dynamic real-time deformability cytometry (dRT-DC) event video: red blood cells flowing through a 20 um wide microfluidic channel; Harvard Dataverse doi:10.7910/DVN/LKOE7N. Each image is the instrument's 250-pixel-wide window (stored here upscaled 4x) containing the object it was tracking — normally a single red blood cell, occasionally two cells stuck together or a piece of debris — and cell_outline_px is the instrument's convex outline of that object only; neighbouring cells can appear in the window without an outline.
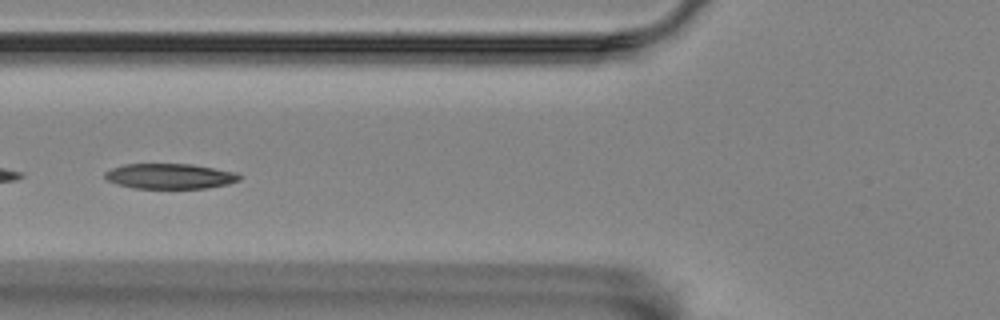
{"species": "Egyptian fruit bat (a non-hibernating species)", "species_latin": "Rousettus aegyptiacus", "temperature_condition": "room temperature", "stored_images_in_passage": 8, "camera_frame_rate_fps": 3000, "um_per_image_px": 0.085, "animal": {"sex": "female"}, "frame": {"image": 1, "passage_image": 5, "time_ms": 1.333, "image_size_px": [1000, 320], "cell_outline_px": [[240, 180], [228, 184], [208, 188], [132, 188], [116, 184], [108, 180], [104, 176], [104, 172], [112, 168], [124, 164], [192, 164], [236, 172], [240, 176]], "centroid_in_image_um": [14.43, 14.98], "position_along_channel_um": 111.4, "area_um2": 19.83}}
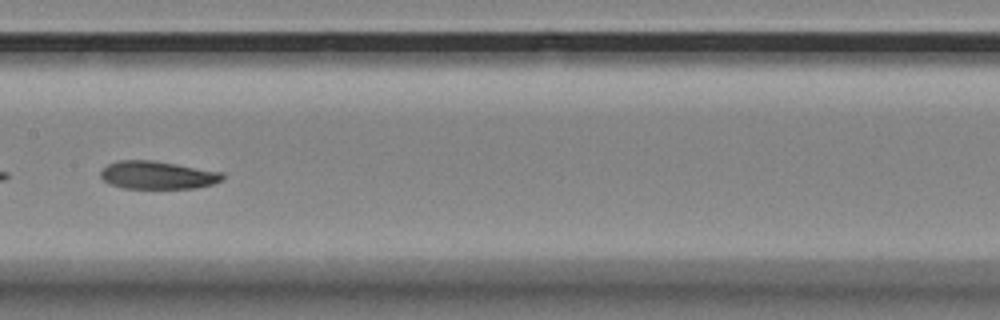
{"frame": {"image": 2, "passage_image": 7, "time_ms": 2.0, "image_size_px": [1000, 320], "cell_outline_px": [[224, 180], [212, 184], [196, 188], [124, 188], [108, 184], [100, 176], [100, 172], [108, 164], [116, 160], [152, 160], [224, 172]], "centroid_in_image_um": [13.4, 14.88], "position_along_channel_um": 194.0, "area_um2": 19.94}}
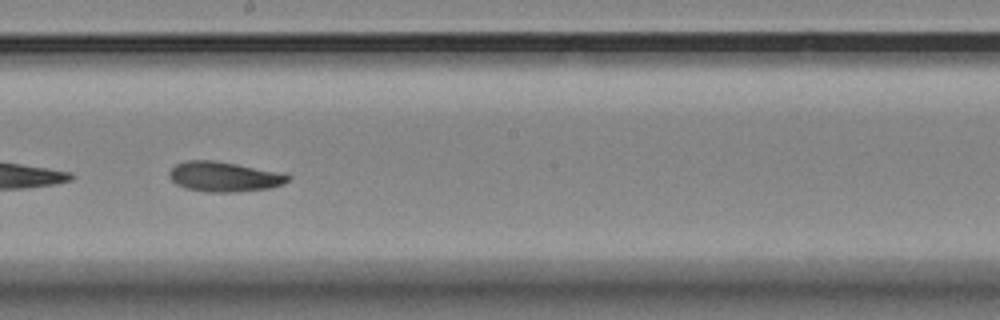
{"frame": {"image": 3, "passage_image": 8, "time_ms": 2.333, "image_size_px": [1000, 320], "cell_outline_px": [[292, 176], [284, 184], [268, 188], [236, 192], [204, 192], [184, 188], [176, 184], [168, 176], [168, 172], [176, 164], [184, 160], [212, 160], [284, 172]], "centroid_in_image_um": [19.05, 15.02], "position_along_channel_um": 229.2, "area_um2": 20.98}}